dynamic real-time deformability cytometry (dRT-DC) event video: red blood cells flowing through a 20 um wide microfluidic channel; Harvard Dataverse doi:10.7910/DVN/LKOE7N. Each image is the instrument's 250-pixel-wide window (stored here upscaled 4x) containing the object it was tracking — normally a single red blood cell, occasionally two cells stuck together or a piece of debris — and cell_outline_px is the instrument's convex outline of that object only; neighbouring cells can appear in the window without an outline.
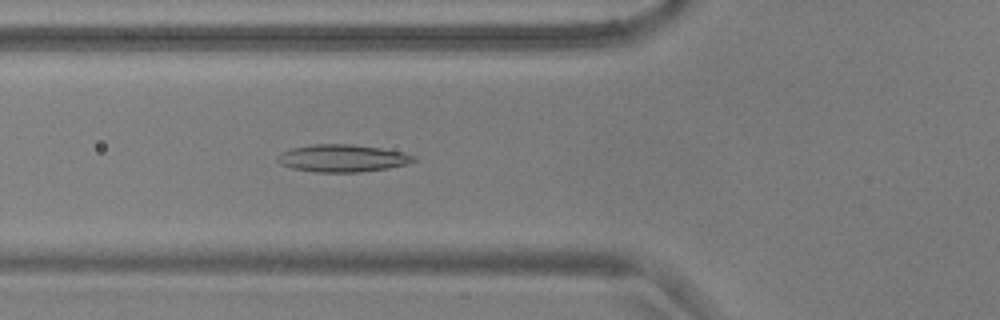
{"species": "common noctule bat (a hibernating species)", "species_latin": "Nyctalus noctula", "temperature_condition": "warm", "stored_images_in_passage": 53, "camera_frame_rate_fps": 3000, "um_per_image_px": 0.085, "animal": {"sex": "male", "body_mass_g": 17.9, "forearm_length_mm": 54.2}, "frame": {"image": 1, "passage_image": 19, "time_ms": 6.0, "image_size_px": [1000, 320], "cell_outline_px": [[416, 160], [408, 164], [388, 168], [360, 172], [316, 172], [292, 168], [280, 164], [276, 160], [276, 156], [280, 152], [288, 148], [312, 144], [352, 144], [380, 148], [404, 152], [416, 156]], "centroid_in_image_um": [29.08, 13.44], "position_along_channel_um": 96.7, "area_um2": 22.02}}
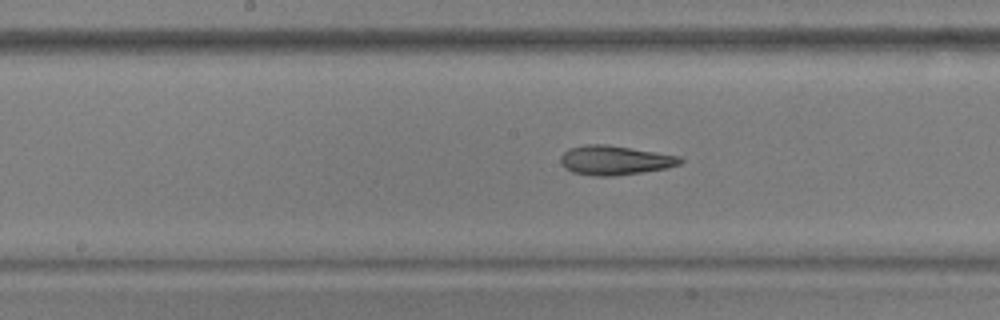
{"frame": {"image": 2, "passage_image": 27, "time_ms": 8.667, "image_size_px": [1000, 320], "cell_outline_px": [[684, 160], [680, 164], [668, 168], [612, 176], [596, 176], [572, 172], [564, 168], [560, 164], [560, 156], [568, 148], [584, 144], [604, 144], [680, 156]], "centroid_in_image_um": [52.22, 13.62], "position_along_channel_um": 196.0, "area_um2": 20.4}}
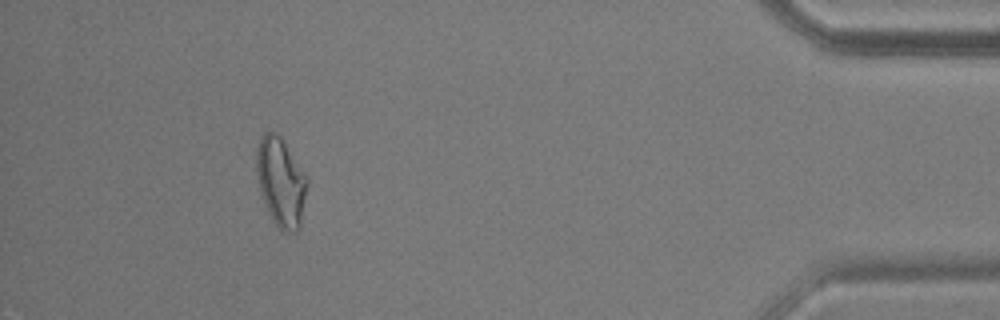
{"frame": {"image": 3, "passage_image": 49, "time_ms": 16.0, "image_size_px": [1000, 320], "cell_outline_px": [[308, 184], [300, 228], [296, 232], [284, 232], [272, 220], [268, 212], [260, 192], [256, 168], [256, 148], [260, 136], [264, 132], [276, 132], [280, 136], [308, 176]], "centroid_in_image_um": [23.88, 15.46], "position_along_channel_um": 411.3, "area_um2": 26.53}, "authors_computed_cell_mechanics": {"area_um2": 21.964, "velocity_mm_per_s": 3.6962, "shape_relaxation_time_tau1_ms": null, "shape_relaxation_time_tau2_ms": 2.4583, "deformation_change_tau1": null, "deformation_change_tau2": 0.1028}}